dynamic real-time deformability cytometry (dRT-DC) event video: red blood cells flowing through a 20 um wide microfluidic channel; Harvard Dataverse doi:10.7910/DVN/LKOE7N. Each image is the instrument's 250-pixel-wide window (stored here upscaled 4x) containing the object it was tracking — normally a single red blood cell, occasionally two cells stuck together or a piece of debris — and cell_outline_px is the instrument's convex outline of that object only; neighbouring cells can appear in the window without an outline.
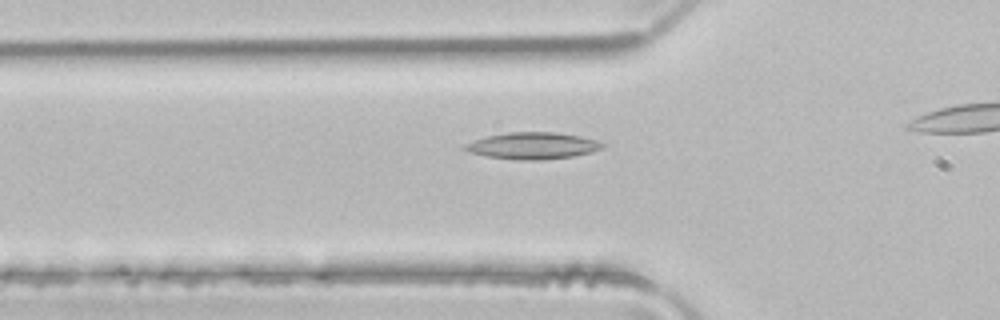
{"species": "common noctule bat (a hibernating species)", "species_latin": "Nyctalus noctula", "temperature_condition": "room temperature", "stored_images_in_passage": 3, "camera_frame_rate_fps": 3000, "um_per_image_px": 0.085, "animal": {"sex": "male", "body_mass_g": 21.5, "forearm_length_mm": 52.0}, "frame": {"image": 1, "passage_image": 2, "time_ms": 0.333, "image_size_px": [1000, 320], "cell_outline_px": [[604, 148], [592, 152], [572, 156], [540, 160], [516, 160], [488, 156], [468, 152], [460, 148], [464, 144], [472, 140], [488, 136], [508, 132], [556, 132], [580, 136], [596, 140], [604, 144]], "centroid_in_image_um": [45.24, 12.38], "position_along_channel_um": 80.6, "area_um2": 21.5}}